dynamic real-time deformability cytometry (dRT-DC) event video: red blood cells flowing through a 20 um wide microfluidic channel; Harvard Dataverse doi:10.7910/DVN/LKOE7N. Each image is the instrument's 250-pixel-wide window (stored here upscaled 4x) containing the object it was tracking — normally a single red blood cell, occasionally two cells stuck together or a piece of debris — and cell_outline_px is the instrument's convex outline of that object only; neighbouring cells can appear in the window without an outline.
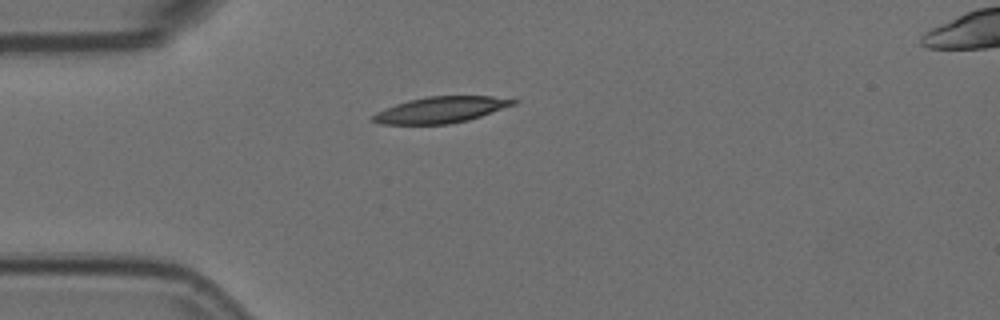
{"species": "Egyptian fruit bat (a non-hibernating species)", "species_latin": "Rousettus aegyptiacus", "temperature_condition": "room temperature", "stored_images_in_passage": 1, "camera_frame_rate_fps": 3000, "um_per_image_px": 0.085, "animal": {"sex": "female"}, "frame": {"image": 1, "passage_image": 1, "time_ms": 0.0, "image_size_px": [1000, 320], "cell_outline_px": [[520, 100], [516, 104], [468, 120], [448, 124], [380, 124], [372, 120], [372, 116], [376, 112], [384, 108], [408, 100], [428, 96], [492, 96]], "centroid_in_image_um": [37.47, 9.33], "position_along_channel_um": 47.5, "area_um2": 21.33}}